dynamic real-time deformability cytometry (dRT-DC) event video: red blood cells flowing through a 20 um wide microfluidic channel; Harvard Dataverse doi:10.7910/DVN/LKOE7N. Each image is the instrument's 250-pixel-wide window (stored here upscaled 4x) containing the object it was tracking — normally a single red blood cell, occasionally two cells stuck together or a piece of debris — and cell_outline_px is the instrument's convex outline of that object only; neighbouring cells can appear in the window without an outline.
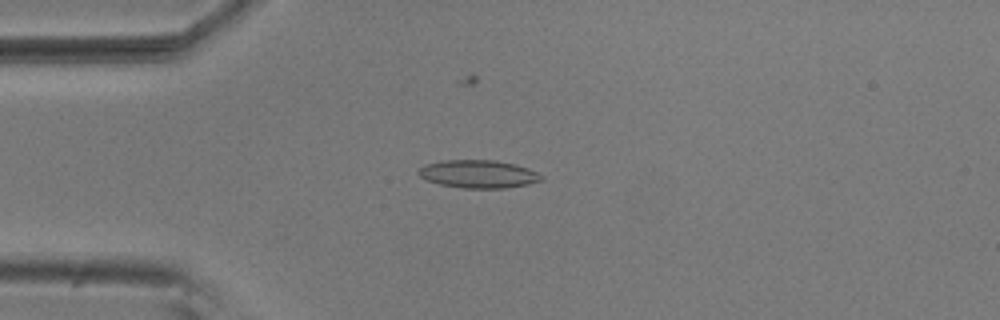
{"species": "common noctule bat (a hibernating species)", "species_latin": "Nyctalus noctula", "temperature_condition": "room temperature", "stored_images_in_passage": 55, "camera_frame_rate_fps": 3000, "um_per_image_px": 0.085, "animal": {"sex": "male", "body_mass_g": 20.5, "forearm_length_mm": 52.5}, "frame": {"image": 1, "passage_image": 14, "time_ms": 4.333, "image_size_px": [1000, 320], "cell_outline_px": [[544, 180], [528, 184], [504, 188], [464, 188], [440, 184], [428, 180], [420, 176], [416, 172], [424, 164], [440, 160], [492, 160], [516, 164], [528, 168], [544, 176]], "centroid_in_image_um": [40.67, 14.78], "position_along_channel_um": 44.3, "area_um2": 20.06}}
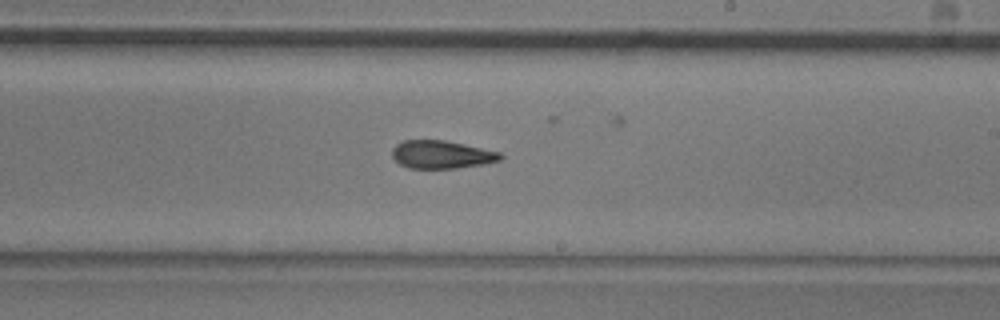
{"frame": {"image": 2, "passage_image": 32, "time_ms": 10.333, "image_size_px": [1000, 320], "cell_outline_px": [[504, 156], [500, 160], [484, 164], [456, 168], [408, 168], [400, 164], [392, 156], [392, 148], [396, 144], [404, 140], [444, 140], [464, 144], [500, 152]], "centroid_in_image_um": [37.53, 13.13], "position_along_channel_um": 251.5, "area_um2": 17.63}}
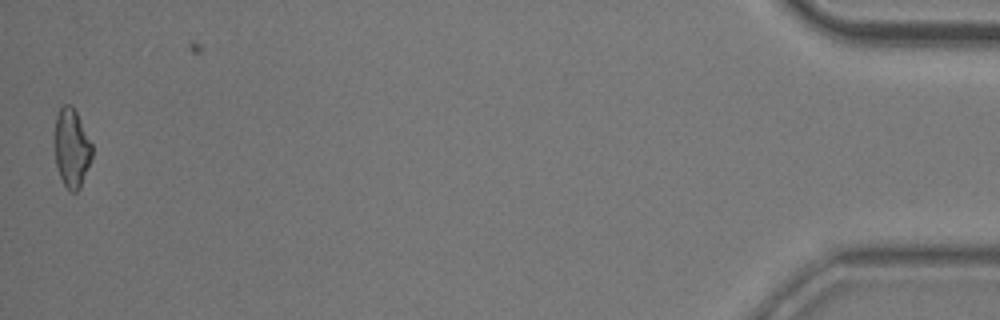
{"frame": {"image": 3, "passage_image": 54, "time_ms": 17.667, "image_size_px": [1000, 320], "cell_outline_px": [[92, 156], [80, 188], [76, 192], [72, 192], [64, 184], [60, 176], [56, 164], [52, 140], [56, 116], [60, 108], [64, 104], [72, 104], [92, 144]], "centroid_in_image_um": [6.05, 12.55], "position_along_channel_um": 429.2, "area_um2": 17.4}, "authors_computed_cell_mechanics": {"area_um2": 18.207, "velocity_mm_per_s": 3.7282, "shape_relaxation_time_tau1_ms": 8.3473, "shape_relaxation_time_tau2_ms": 3.1825, "deformation_change_tau1": 0.1998, "deformation_change_tau2": 0.1223}}